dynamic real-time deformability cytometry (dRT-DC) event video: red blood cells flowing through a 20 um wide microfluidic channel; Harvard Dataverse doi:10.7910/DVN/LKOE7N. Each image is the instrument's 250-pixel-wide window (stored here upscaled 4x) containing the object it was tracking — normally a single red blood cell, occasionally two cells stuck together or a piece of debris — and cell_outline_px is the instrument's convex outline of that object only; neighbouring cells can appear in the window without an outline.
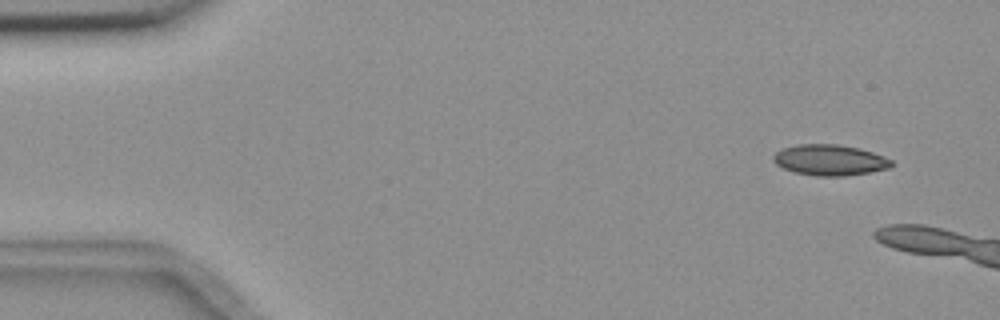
{"species": "common noctule bat (a hibernating species)", "species_latin": "Nyctalus noctula", "temperature_condition": "room temperature", "stored_images_in_passage": 4, "camera_frame_rate_fps": 3000, "um_per_image_px": 0.085, "animal": {"sex": "female", "body_mass_g": 18.4}, "frame": {"image": 1, "passage_image": 1, "time_ms": 0.0, "image_size_px": [1000, 320], "cell_outline_px": [[892, 164], [888, 168], [868, 172], [844, 176], [816, 176], [796, 172], [784, 168], [776, 164], [772, 160], [772, 156], [776, 152], [784, 148], [796, 144], [836, 144], [860, 148], [884, 156], [892, 160]], "centroid_in_image_um": [70.51, 13.59], "position_along_channel_um": 14.5, "area_um2": 21.1}}